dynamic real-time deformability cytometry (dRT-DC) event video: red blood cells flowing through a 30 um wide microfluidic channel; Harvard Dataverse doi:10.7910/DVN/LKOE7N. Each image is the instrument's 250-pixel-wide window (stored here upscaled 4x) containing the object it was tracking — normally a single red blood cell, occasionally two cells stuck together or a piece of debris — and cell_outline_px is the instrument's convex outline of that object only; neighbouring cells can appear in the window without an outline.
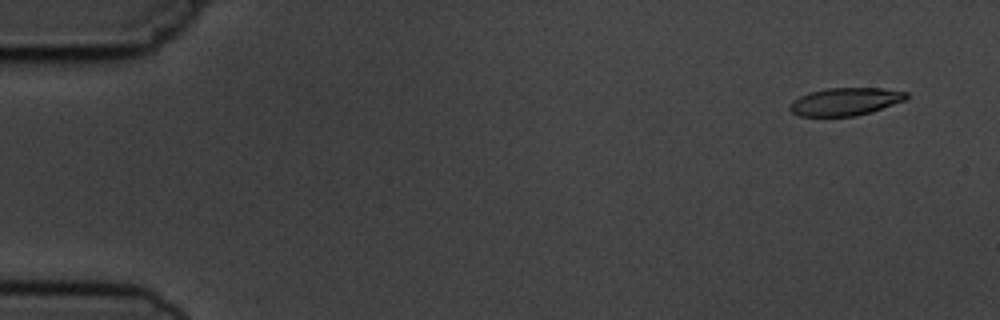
{"species": "common noctule bat (a hibernating species)", "species_latin": "Nyctalus noctula", "temperature_condition": "cold", "stored_images_in_passage": 7, "camera_frame_rate_fps": 3000, "um_per_image_px": 0.085, "animal": {"sex": "male", "body_mass_g": 19.5, "forearm_length_mm": 54.6}, "frame": {"image": 1, "passage_image": 1, "time_ms": 0.0, "image_size_px": [1000, 320], "cell_outline_px": [[908, 96], [904, 100], [872, 112], [856, 116], [800, 116], [792, 112], [788, 108], [800, 96], [808, 92], [828, 88], [880, 88], [908, 92]], "centroid_in_image_um": [71.87, 8.63], "position_along_channel_um": 13.1, "area_um2": 18.67}}
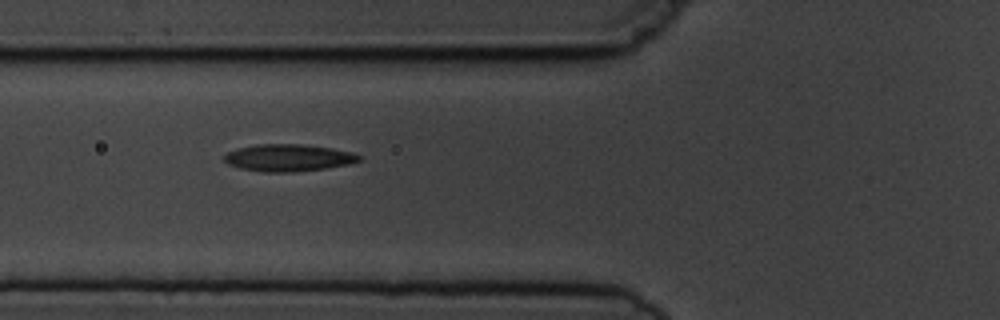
{"frame": {"image": 2, "passage_image": 6, "time_ms": 5.667, "image_size_px": [1000, 320], "cell_outline_px": [[364, 156], [360, 160], [348, 164], [324, 168], [292, 172], [264, 172], [240, 168], [228, 164], [224, 160], [224, 156], [228, 152], [236, 148], [256, 144], [300, 144], [332, 148], [352, 152]], "centroid_in_image_um": [24.5, 13.4], "position_along_channel_um": 101.3, "area_um2": 21.27}}
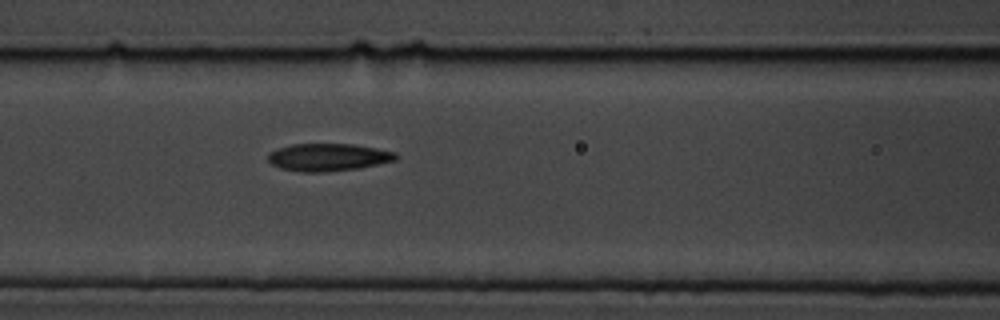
{"frame": {"image": 3, "passage_image": 7, "time_ms": 6.667, "image_size_px": [1000, 320], "cell_outline_px": [[396, 160], [356, 168], [320, 172], [300, 172], [280, 168], [272, 164], [268, 160], [268, 156], [272, 152], [280, 148], [292, 144], [352, 144], [376, 148], [396, 152]], "centroid_in_image_um": [27.88, 13.36], "position_along_channel_um": 138.7, "area_um2": 20.11}}